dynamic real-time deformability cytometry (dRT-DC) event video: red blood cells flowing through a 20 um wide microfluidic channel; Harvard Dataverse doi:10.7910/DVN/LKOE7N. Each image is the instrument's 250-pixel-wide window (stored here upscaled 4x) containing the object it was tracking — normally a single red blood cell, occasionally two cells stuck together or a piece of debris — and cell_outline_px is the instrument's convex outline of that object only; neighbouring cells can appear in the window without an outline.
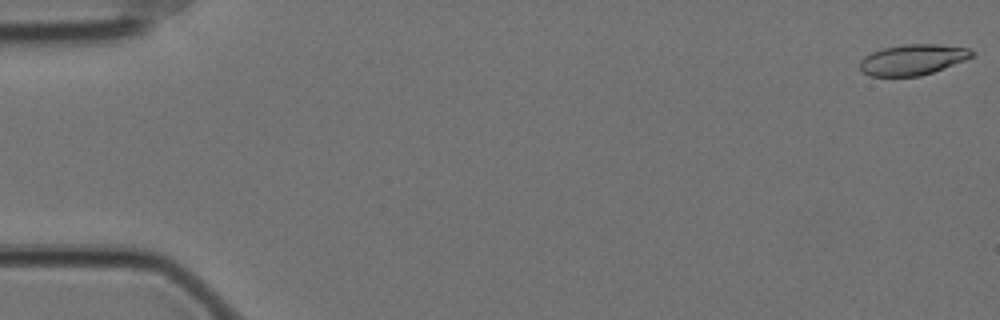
{"species": "Egyptian fruit bat (a non-hibernating species)", "species_latin": "Rousettus aegyptiacus", "temperature_condition": "cold", "stored_images_in_passage": 58, "camera_frame_rate_fps": 3000, "um_per_image_px": 0.085, "animal": {"sex": "female"}, "frame": {"image": 1, "passage_image": 1, "time_ms": 0.0, "image_size_px": [1000, 320], "cell_outline_px": [[976, 56], [932, 72], [920, 76], [872, 76], [864, 72], [860, 68], [860, 60], [864, 56], [872, 52], [884, 48], [904, 44], [936, 44], [968, 48], [976, 52]], "centroid_in_image_um": [77.61, 5.06], "position_along_channel_um": 7.4, "area_um2": 19.94}}
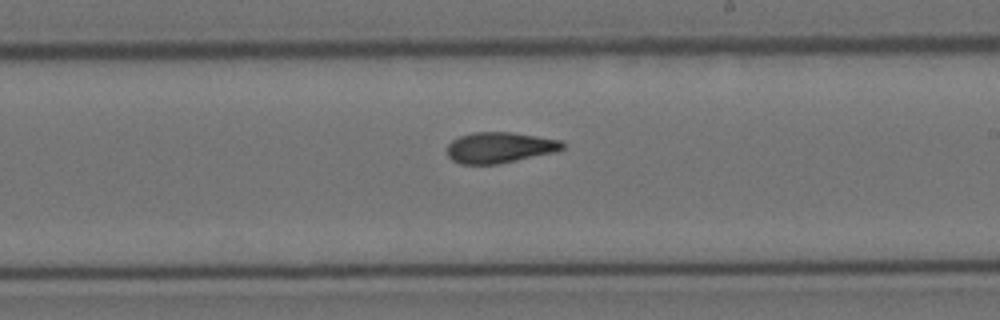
{"frame": {"image": 2, "passage_image": 34, "time_ms": 11.0, "image_size_px": [1000, 320], "cell_outline_px": [[564, 148], [556, 152], [496, 164], [460, 164], [452, 160], [448, 156], [448, 144], [452, 140], [460, 136], [472, 132], [512, 132], [560, 140], [564, 144]], "centroid_in_image_um": [42.46, 12.54], "position_along_channel_um": 246.5, "area_um2": 20.63}}
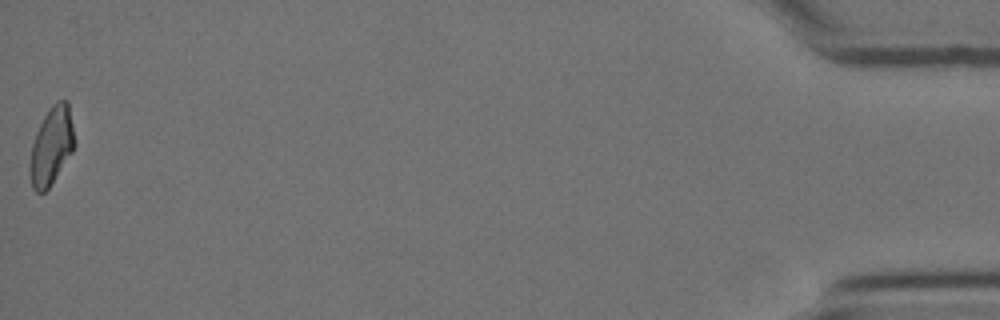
{"frame": {"image": 3, "passage_image": 58, "time_ms": 19.0, "image_size_px": [1000, 320], "cell_outline_px": [[76, 144], [72, 152], [48, 188], [44, 192], [36, 192], [32, 188], [28, 168], [32, 144], [36, 132], [48, 108], [56, 100], [68, 100]], "centroid_in_image_um": [4.37, 12.38], "position_along_channel_um": 430.8, "area_um2": 20.35}, "authors_computed_cell_mechanics": {"area_um2": 20.7213, "velocity_mm_per_s": 3.5026, "shape_relaxation_time_tau1_ms": 10.9051, "shape_relaxation_time_tau2_ms": 2.7258, "deformation_change_tau1": 0.2426, "deformation_change_tau2": 0.0954}}